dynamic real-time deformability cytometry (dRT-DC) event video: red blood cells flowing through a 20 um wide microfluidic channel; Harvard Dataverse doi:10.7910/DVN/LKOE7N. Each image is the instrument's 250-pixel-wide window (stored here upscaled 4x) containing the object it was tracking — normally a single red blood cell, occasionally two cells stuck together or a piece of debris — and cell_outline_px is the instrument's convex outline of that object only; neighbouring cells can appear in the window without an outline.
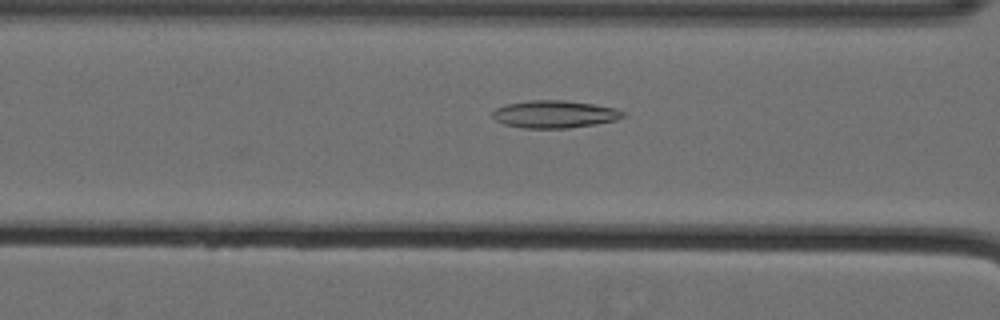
{"species": "Egyptian fruit bat (a non-hibernating species)", "species_latin": "Rousettus aegyptiacus", "temperature_condition": "cold", "stored_images_in_passage": 47, "camera_frame_rate_fps": 3000, "um_per_image_px": 0.085, "animal": {"sex": "female"}, "frame": {"image": 1, "passage_image": 15, "time_ms": 4.667, "image_size_px": [1000, 320], "cell_outline_px": [[628, 116], [616, 120], [596, 124], [568, 128], [524, 128], [504, 124], [496, 120], [492, 116], [492, 112], [496, 108], [508, 104], [532, 100], [564, 100], [592, 104], [616, 108], [628, 112]], "centroid_in_image_um": [47.21, 9.71], "position_along_channel_um": 119.4, "area_um2": 20.98}}
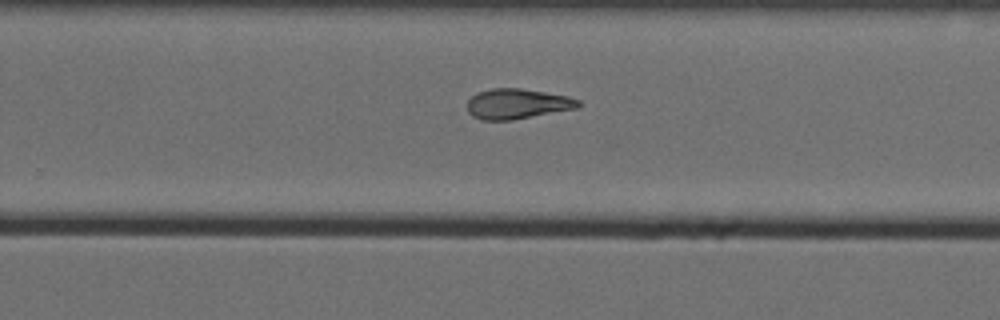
{"frame": {"image": 2, "passage_image": 29, "time_ms": 9.333, "image_size_px": [1000, 320], "cell_outline_px": [[584, 104], [580, 108], [512, 120], [480, 120], [472, 116], [468, 112], [468, 100], [476, 92], [492, 88], [520, 88], [568, 96], [580, 100]], "centroid_in_image_um": [44.0, 8.83], "position_along_channel_um": 285.8, "area_um2": 19.83}}
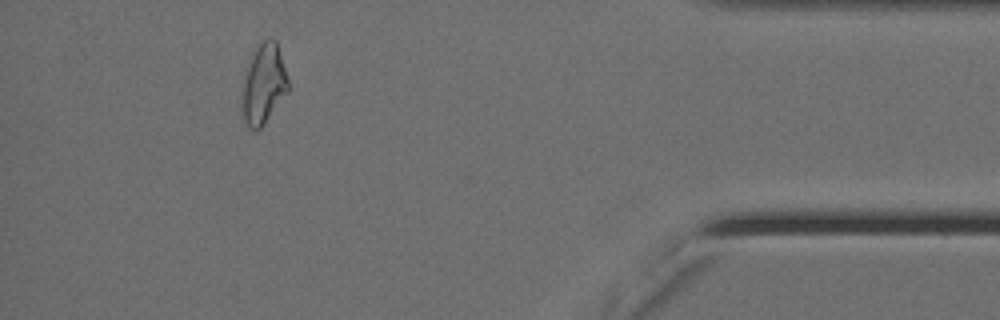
{"frame": {"image": 3, "passage_image": 43, "time_ms": 14.0, "image_size_px": [1000, 320], "cell_outline_px": [[288, 92], [260, 128], [252, 128], [244, 120], [244, 80], [252, 52], [264, 40], [272, 36], [276, 40], [288, 80]], "centroid_in_image_um": [22.45, 7.08], "position_along_channel_um": 412.8, "area_um2": 20.52}, "authors_computed_cell_mechanics": {"area_um2": 20.519, "velocity_mm_per_s": 3.5676, "shape_relaxation_time_tau1_ms": null, "shape_relaxation_time_tau2_ms": 4.215, "deformation_change_tau1": null, "deformation_change_tau2": 0.1311}}